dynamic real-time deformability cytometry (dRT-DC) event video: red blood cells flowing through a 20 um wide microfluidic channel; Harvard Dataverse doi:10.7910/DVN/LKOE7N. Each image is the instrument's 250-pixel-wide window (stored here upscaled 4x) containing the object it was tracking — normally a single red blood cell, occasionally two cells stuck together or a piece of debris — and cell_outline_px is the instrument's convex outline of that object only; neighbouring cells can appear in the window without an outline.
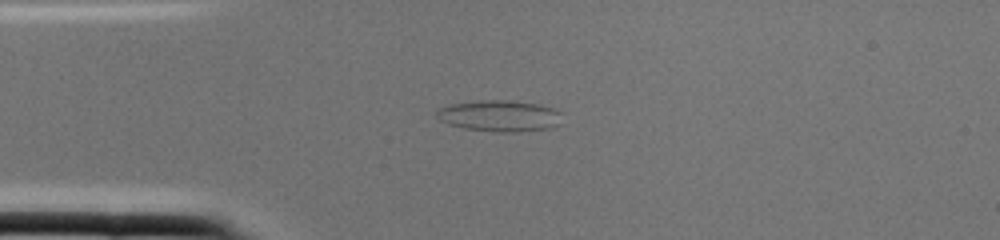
{"species": "common noctule bat (a hibernating species)", "species_latin": "Nyctalus noctula", "temperature_condition": "cold", "stored_images_in_passage": 3, "camera_frame_rate_fps": 3000, "um_per_image_px": 0.085, "animal": {"sex": "female", "body_mass_g": 22.0, "forearm_length_mm": 56.7}, "frame": {"image": 1, "passage_image": 2, "time_ms": 0.333, "image_size_px": [1000, 240], "cell_outline_px": [[560, 124], [548, 128], [516, 132], [500, 132], [464, 128], [448, 124], [440, 120], [436, 116], [436, 112], [440, 108], [448, 104], [484, 100], [504, 100], [536, 104], [556, 108], [560, 112]], "centroid_in_image_um": [42.45, 9.85], "position_along_channel_um": 42.5, "area_um2": 22.72}}